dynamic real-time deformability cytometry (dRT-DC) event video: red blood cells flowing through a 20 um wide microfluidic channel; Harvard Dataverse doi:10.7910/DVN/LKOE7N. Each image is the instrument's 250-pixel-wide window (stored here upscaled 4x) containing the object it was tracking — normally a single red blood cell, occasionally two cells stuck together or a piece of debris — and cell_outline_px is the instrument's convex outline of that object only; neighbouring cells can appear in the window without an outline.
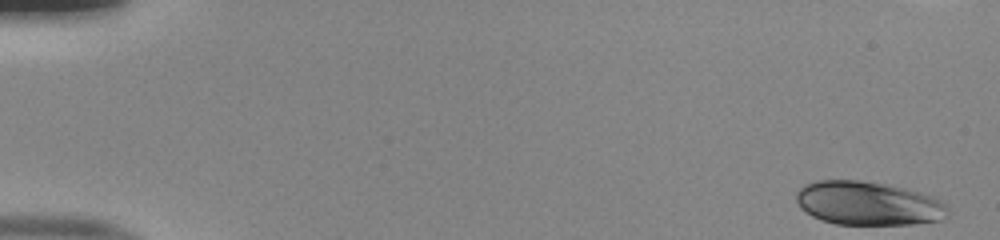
{"species": "human", "species_latin": "Homo sapiens", "temperature_condition": "room temperature", "stored_images_in_passage": 50, "camera_frame_rate_fps": 3000, "um_per_image_px": 0.085, "donor": {"sex": "male"}, "frame": {"image": 1, "passage_image": 1, "time_ms": 0.0, "image_size_px": [1000, 240], "cell_outline_px": [[948, 216], [940, 220], [912, 224], [836, 224], [820, 220], [812, 216], [800, 208], [796, 200], [796, 192], [804, 184], [816, 180], [860, 180], [888, 184], [920, 192], [932, 196], [940, 200], [948, 208]], "centroid_in_image_um": [73.77, 17.28], "position_along_channel_um": 11.2, "area_um2": 38.84}}
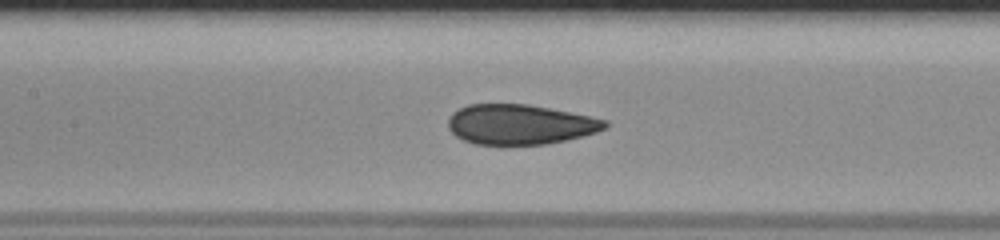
{"frame": {"image": 2, "passage_image": 24, "time_ms": 7.667, "image_size_px": [1000, 240], "cell_outline_px": [[608, 124], [604, 128], [596, 132], [584, 136], [568, 140], [544, 144], [476, 144], [464, 140], [456, 136], [448, 128], [448, 120], [452, 112], [468, 104], [528, 104], [592, 116], [608, 120]], "centroid_in_image_um": [44.21, 10.57], "position_along_channel_um": 163.2, "area_um2": 36.59}}
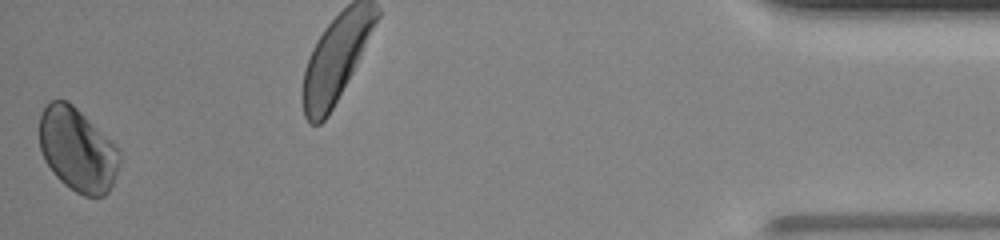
{"frame": {"image": 3, "passage_image": 50, "time_ms": 16.333, "image_size_px": [1000, 240], "cell_outline_px": [[120, 160], [112, 184], [108, 192], [104, 196], [84, 196], [76, 192], [64, 184], [52, 172], [44, 160], [40, 148], [40, 116], [44, 108], [52, 100], [68, 100], [112, 140], [120, 152]], "centroid_in_image_um": [6.58, 12.72], "position_along_channel_um": 428.6, "area_um2": 38.9}, "authors_computed_cell_mechanics": {"area_um2": 38.0613, "velocity_mm_per_s": 4.0273, "shape_relaxation_time_tau1_ms": 6.5669, "shape_relaxation_time_tau2_ms": null, "deformation_change_tau1": 0.1263, "deformation_change_tau2": null}}